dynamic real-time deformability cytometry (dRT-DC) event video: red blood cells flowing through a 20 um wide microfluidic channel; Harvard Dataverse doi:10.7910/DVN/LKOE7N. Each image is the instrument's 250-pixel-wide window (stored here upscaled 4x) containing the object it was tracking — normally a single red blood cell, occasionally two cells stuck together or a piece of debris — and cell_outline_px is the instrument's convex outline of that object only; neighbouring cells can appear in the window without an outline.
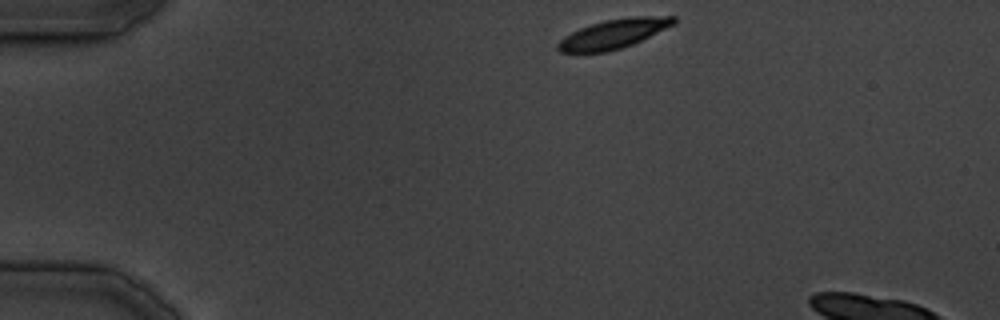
{"species": "common noctule bat (a hibernating species)", "species_latin": "Nyctalus noctula", "temperature_condition": "cold", "stored_images_in_passage": 6, "camera_frame_rate_fps": 3000, "um_per_image_px": 0.085, "animal": {"sex": "male", "body_mass_g": 19.5, "forearm_length_mm": 54.6}, "frame": {"image": 1, "passage_image": 1, "time_ms": 0.0, "image_size_px": [1000, 320], "cell_outline_px": [[676, 24], [632, 44], [608, 52], [560, 52], [556, 48], [556, 44], [564, 36], [580, 28], [604, 20], [628, 16], [676, 16]], "centroid_in_image_um": [52.17, 2.86], "position_along_channel_um": 32.8, "area_um2": 19.77}}